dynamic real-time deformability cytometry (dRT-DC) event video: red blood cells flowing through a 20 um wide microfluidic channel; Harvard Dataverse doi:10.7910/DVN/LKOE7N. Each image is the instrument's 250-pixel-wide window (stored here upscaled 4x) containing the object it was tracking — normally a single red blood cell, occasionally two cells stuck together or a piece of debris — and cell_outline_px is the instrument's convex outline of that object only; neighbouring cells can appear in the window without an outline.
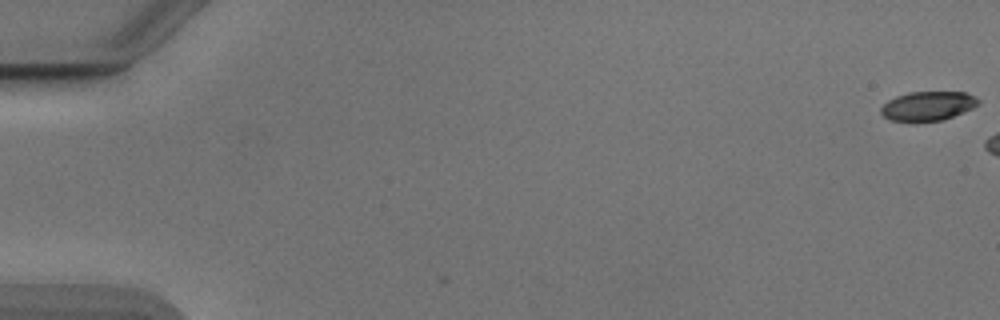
{"species": "Egyptian fruit bat (a non-hibernating species)", "species_latin": "Rousettus aegyptiacus", "temperature_condition": "cold", "stored_images_in_passage": 6, "camera_frame_rate_fps": 3000, "um_per_image_px": 0.085, "animal": {"sex": "male"}, "frame": {"image": 1, "passage_image": 1, "time_ms": 0.0, "image_size_px": [1000, 320], "cell_outline_px": [[980, 104], [972, 108], [944, 120], [888, 120], [880, 112], [880, 108], [888, 100], [896, 96], [908, 92], [964, 92], [980, 100]], "centroid_in_image_um": [78.86, 8.99], "position_along_channel_um": 6.1, "area_um2": 16.3}}